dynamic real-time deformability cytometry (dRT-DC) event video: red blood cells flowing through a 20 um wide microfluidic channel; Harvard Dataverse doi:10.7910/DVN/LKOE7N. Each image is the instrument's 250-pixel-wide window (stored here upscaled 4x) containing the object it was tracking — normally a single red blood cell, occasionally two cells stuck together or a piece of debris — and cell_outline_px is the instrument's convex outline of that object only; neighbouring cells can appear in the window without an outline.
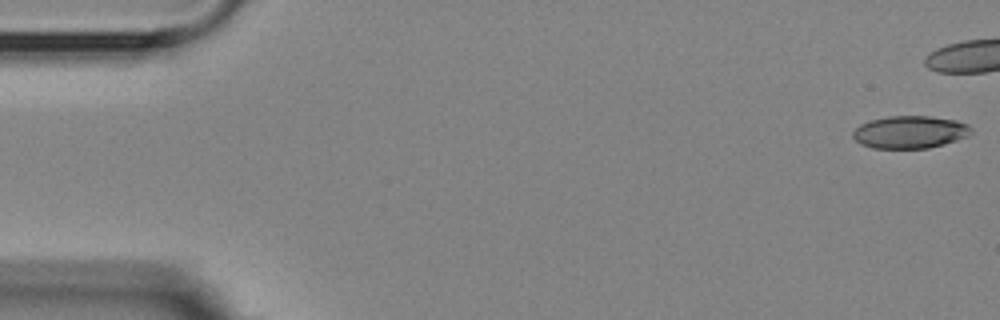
{"species": "Egyptian fruit bat (a non-hibernating species)", "species_latin": "Rousettus aegyptiacus", "temperature_condition": "room temperature", "stored_images_in_passage": 6, "camera_frame_rate_fps": 3000, "um_per_image_px": 0.085, "animal": {"sex": "female"}, "frame": {"image": 1, "passage_image": 1, "time_ms": 0.0, "image_size_px": [1000, 320], "cell_outline_px": [[972, 132], [968, 136], [944, 144], [928, 148], [872, 148], [860, 144], [852, 136], [852, 132], [860, 124], [872, 120], [888, 116], [932, 116], [956, 120], [968, 124], [972, 128]], "centroid_in_image_um": [77.36, 11.22], "position_along_channel_um": 7.6, "area_um2": 22.48}}